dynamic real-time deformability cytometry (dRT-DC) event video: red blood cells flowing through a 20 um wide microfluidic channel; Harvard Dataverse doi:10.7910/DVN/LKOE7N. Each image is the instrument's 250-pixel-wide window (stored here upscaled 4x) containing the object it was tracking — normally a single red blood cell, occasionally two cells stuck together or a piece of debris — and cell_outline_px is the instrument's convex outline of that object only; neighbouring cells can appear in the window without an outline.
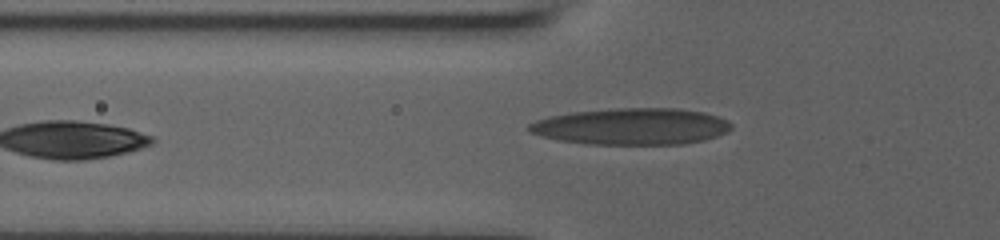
{"species": "human", "species_latin": "Homo sapiens", "temperature_condition": "room temperature", "stored_images_in_passage": 3, "camera_frame_rate_fps": 3000, "um_per_image_px": 0.085, "donor": {"sex": "male"}, "frame": {"image": 1, "passage_image": 3, "time_ms": 0.667, "image_size_px": [1000, 240], "cell_outline_px": [[732, 128], [728, 132], [704, 140], [684, 144], [584, 144], [556, 140], [540, 136], [528, 132], [528, 124], [536, 120], [548, 116], [568, 112], [616, 108], [676, 108], [704, 112], [728, 120], [732, 124]], "centroid_in_image_um": [53.64, 10.75], "position_along_channel_um": 72.2, "area_um2": 43.58}}